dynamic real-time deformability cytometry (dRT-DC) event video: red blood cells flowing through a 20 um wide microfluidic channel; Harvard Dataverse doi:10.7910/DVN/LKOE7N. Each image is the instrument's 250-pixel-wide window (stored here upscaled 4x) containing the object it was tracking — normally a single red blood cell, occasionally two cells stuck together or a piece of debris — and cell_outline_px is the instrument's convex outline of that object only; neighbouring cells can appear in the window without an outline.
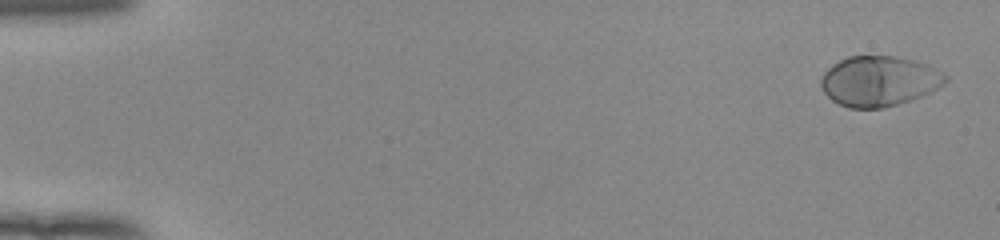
{"species": "human", "species_latin": "Homo sapiens", "temperature_condition": "room temperature", "stored_images_in_passage": 53, "camera_frame_rate_fps": 3000, "um_per_image_px": 0.085, "donor": {"sex": "female"}, "frame": {"image": 1, "passage_image": 2, "time_ms": 0.333, "image_size_px": [1000, 240], "cell_outline_px": [[948, 80], [944, 84], [920, 96], [896, 104], [880, 108], [848, 108], [832, 100], [824, 92], [820, 84], [820, 76], [832, 64], [848, 56], [896, 56], [912, 60], [924, 64], [948, 76]], "centroid_in_image_um": [74.66, 6.89], "position_along_channel_um": 10.3, "area_um2": 36.01}}
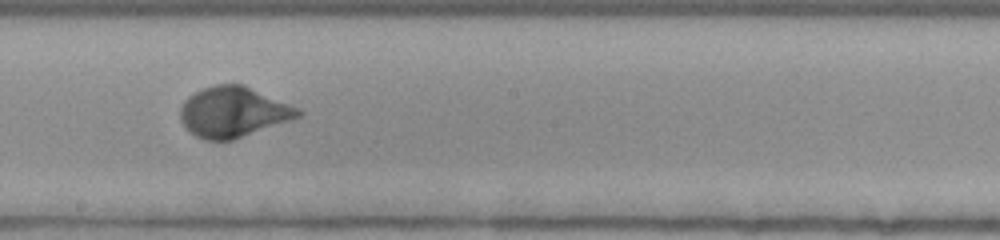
{"frame": {"image": 2, "passage_image": 31, "time_ms": 10.0, "image_size_px": [1000, 240], "cell_outline_px": [[304, 112], [300, 116], [232, 140], [204, 140], [196, 136], [180, 120], [180, 108], [184, 100], [188, 96], [204, 88], [216, 84], [244, 84], [300, 108]], "centroid_in_image_um": [19.83, 9.5], "position_along_channel_um": 228.4, "area_um2": 34.33}}
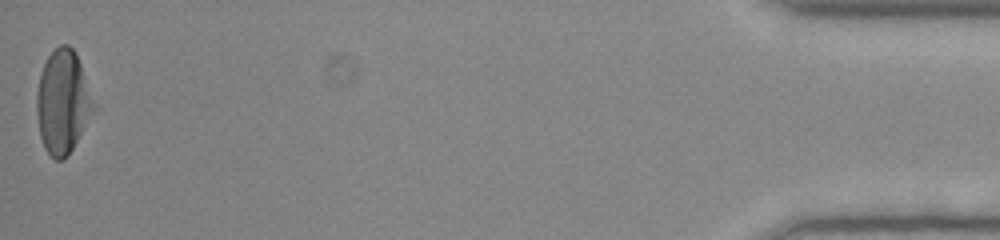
{"frame": {"image": 3, "passage_image": 53, "time_ms": 17.333, "image_size_px": [1000, 240], "cell_outline_px": [[96, 108], [68, 156], [64, 160], [56, 160], [44, 148], [40, 136], [36, 112], [36, 92], [40, 72], [48, 56], [60, 44], [68, 44], [76, 52], [96, 104]], "centroid_in_image_um": [5.34, 8.66], "position_along_channel_um": 429.9, "area_um2": 34.56}, "authors_computed_cell_mechanics": {"area_um2": 34.3332, "velocity_mm_per_s": 3.9263, "shape_relaxation_time_tau1_ms": 2.6705, "shape_relaxation_time_tau2_ms": null, "deformation_change_tau1": 0.1797, "deformation_change_tau2": null}}